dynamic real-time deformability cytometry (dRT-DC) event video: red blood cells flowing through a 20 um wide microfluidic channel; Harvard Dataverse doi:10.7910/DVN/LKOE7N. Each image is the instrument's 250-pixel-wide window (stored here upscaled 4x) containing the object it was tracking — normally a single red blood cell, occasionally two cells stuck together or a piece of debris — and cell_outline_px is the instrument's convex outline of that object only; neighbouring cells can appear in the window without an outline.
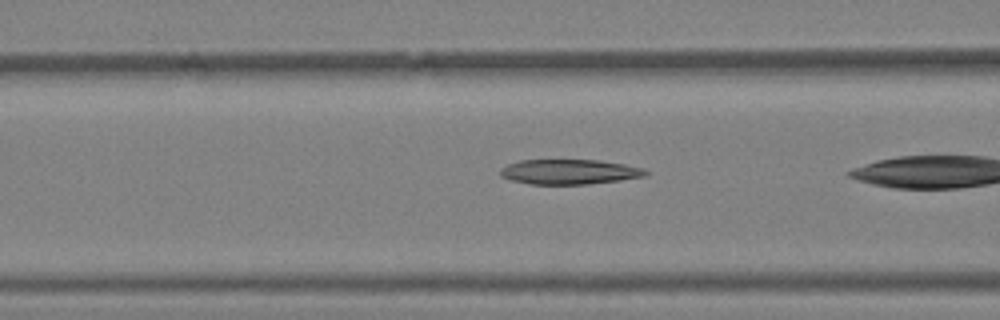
{"species": "Egyptian fruit bat (a non-hibernating species)", "species_latin": "Rousettus aegyptiacus", "temperature_condition": "warm", "stored_images_in_passage": 10, "camera_frame_rate_fps": 3000, "um_per_image_px": 0.085, "animal": {"sex": "female"}, "frame": {"image": 1, "passage_image": 4, "time_ms": 1.0, "image_size_px": [1000, 320], "cell_outline_px": [[648, 176], [620, 180], [588, 184], [528, 184], [512, 180], [500, 176], [500, 168], [508, 164], [520, 160], [600, 160], [624, 164], [644, 168], [648, 172]], "centroid_in_image_um": [48.41, 14.6], "position_along_channel_um": 118.2, "area_um2": 21.21}}